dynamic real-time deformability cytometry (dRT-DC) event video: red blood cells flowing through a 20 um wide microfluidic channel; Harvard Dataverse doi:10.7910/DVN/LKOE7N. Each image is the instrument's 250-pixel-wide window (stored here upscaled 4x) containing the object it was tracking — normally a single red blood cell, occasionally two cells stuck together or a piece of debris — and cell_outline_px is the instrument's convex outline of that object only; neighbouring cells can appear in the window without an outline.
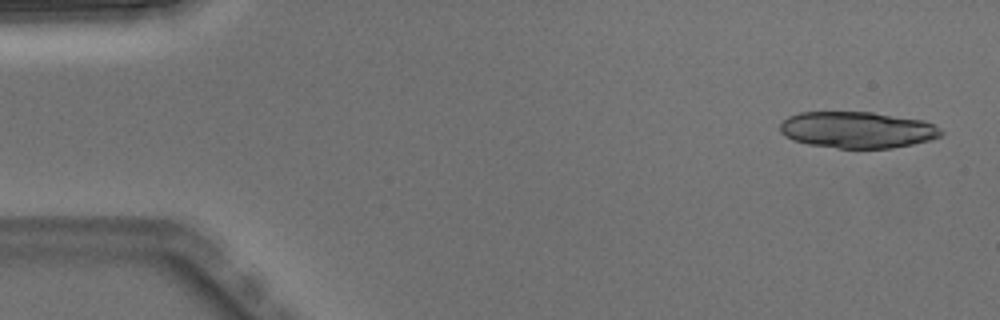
{"species": "Egyptian fruit bat (a non-hibernating species)", "species_latin": "Rousettus aegyptiacus", "temperature_condition": "warm", "stored_images_in_passage": 4, "camera_frame_rate_fps": 3000, "um_per_image_px": 0.085, "animal": {"sex": "male"}, "frame": {"image": 1, "passage_image": 1, "time_ms": 0.0, "image_size_px": [1000, 320], "cell_outline_px": [[944, 132], [940, 136], [928, 140], [912, 144], [892, 148], [836, 148], [808, 144], [792, 140], [784, 136], [780, 132], [780, 124], [788, 116], [800, 112], [872, 112], [924, 120], [940, 128]], "centroid_in_image_um": [72.85, 11.03], "position_along_channel_um": 12.2, "area_um2": 34.28}}
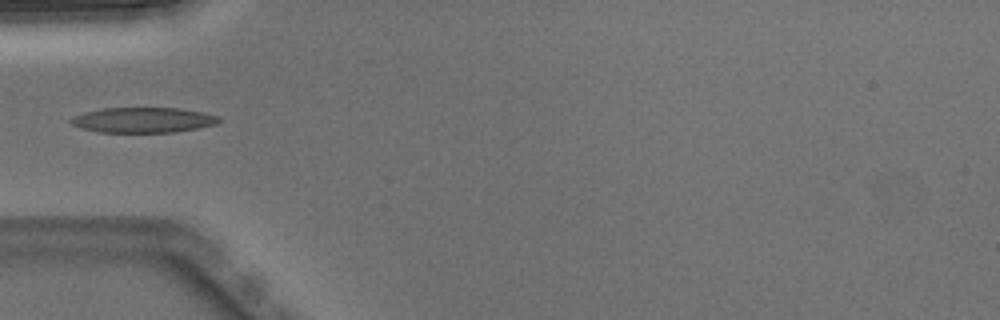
{"frame": {"image": 2, "passage_image": 4, "time_ms": 1.0, "image_size_px": [1000, 320], "cell_outline_px": [[220, 120], [216, 124], [196, 128], [172, 132], [100, 132], [84, 128], [72, 124], [68, 120], [84, 112], [104, 108], [180, 108], [204, 112], [220, 116]], "centroid_in_image_um": [12.2, 10.19], "position_along_channel_um": 72.8, "area_um2": 21.56}}